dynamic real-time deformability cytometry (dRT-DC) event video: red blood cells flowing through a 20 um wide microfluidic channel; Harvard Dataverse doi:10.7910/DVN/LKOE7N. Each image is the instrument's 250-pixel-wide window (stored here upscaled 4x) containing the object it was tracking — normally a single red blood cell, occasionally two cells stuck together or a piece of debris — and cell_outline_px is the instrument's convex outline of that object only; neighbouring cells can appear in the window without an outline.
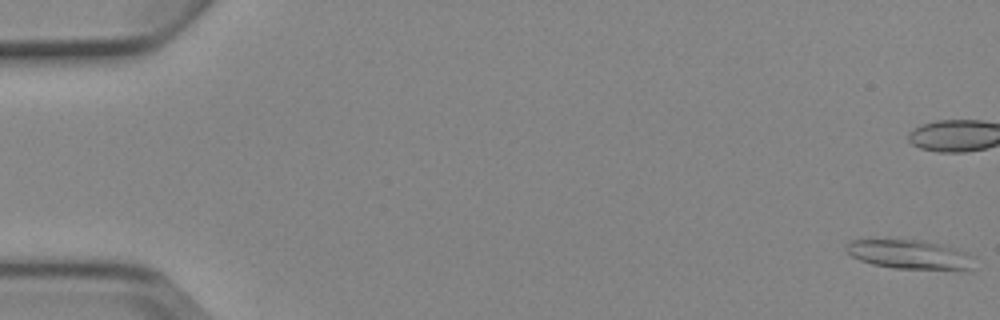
{"species": "Egyptian fruit bat (a non-hibernating species)", "species_latin": "Rousettus aegyptiacus", "temperature_condition": "cold", "stored_images_in_passage": 6, "camera_frame_rate_fps": 3000, "um_per_image_px": 0.085, "animal": {"sex": "female"}, "frame": {"image": 1, "passage_image": 1, "time_ms": 0.0, "image_size_px": [1000, 320], "cell_outline_px": [[976, 256], [972, 272], [960, 272], [892, 268], [872, 264], [860, 260], [852, 256], [844, 248], [844, 244], [848, 240], [924, 240], [956, 248], [968, 252]], "centroid_in_image_um": [77.48, 21.68], "position_along_channel_um": 7.5, "area_um2": 22.95}}
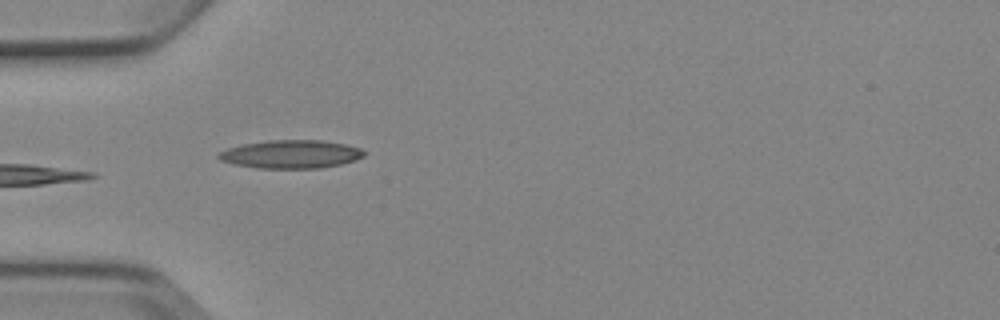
{"frame": {"image": 2, "passage_image": 6, "time_ms": 6.0, "image_size_px": [1000, 320], "cell_outline_px": [[364, 156], [356, 160], [340, 164], [320, 168], [256, 168], [236, 164], [220, 160], [216, 156], [220, 152], [228, 148], [240, 144], [268, 140], [320, 140], [344, 144], [360, 148], [364, 152]], "centroid_in_image_um": [24.71, 13.1], "position_along_channel_um": 60.3, "area_um2": 23.87}}